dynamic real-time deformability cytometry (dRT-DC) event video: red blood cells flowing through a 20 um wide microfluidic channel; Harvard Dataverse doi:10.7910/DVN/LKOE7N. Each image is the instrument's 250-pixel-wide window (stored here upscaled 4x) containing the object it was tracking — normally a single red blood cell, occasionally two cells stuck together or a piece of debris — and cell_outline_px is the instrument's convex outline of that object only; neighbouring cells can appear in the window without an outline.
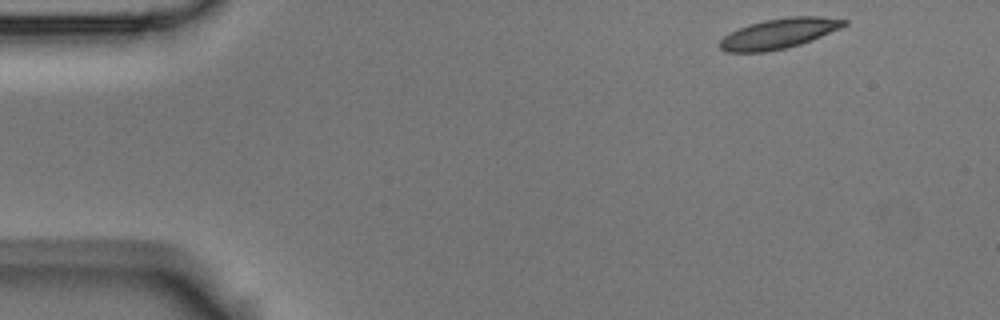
{"species": "Egyptian fruit bat (a non-hibernating species)", "species_latin": "Rousettus aegyptiacus", "temperature_condition": "room temperature", "stored_images_in_passage": 5, "camera_frame_rate_fps": 3000, "um_per_image_px": 0.085, "animal": {"sex": "male"}, "frame": {"image": 1, "passage_image": 1, "time_ms": 0.0, "image_size_px": [1000, 320], "cell_outline_px": [[848, 24], [840, 28], [800, 44], [784, 48], [764, 52], [724, 52], [716, 44], [728, 32], [748, 24], [764, 20], [788, 16], [820, 16], [848, 20]], "centroid_in_image_um": [66.15, 2.84], "position_along_channel_um": 18.9, "area_um2": 21.91}}
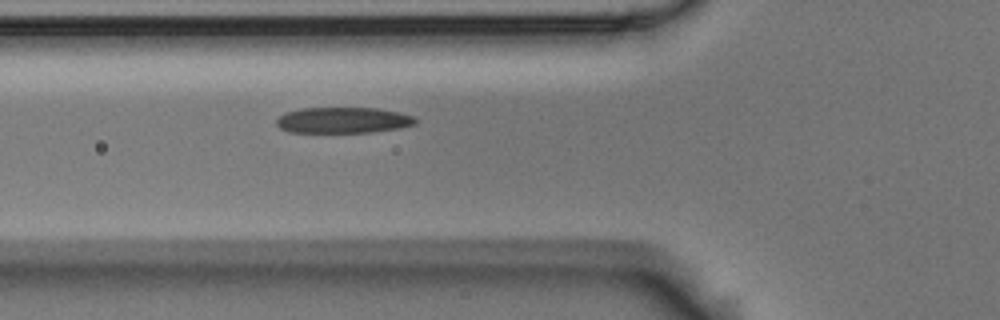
{"frame": {"image": 2, "passage_image": 5, "time_ms": 1.333, "image_size_px": [1000, 320], "cell_outline_px": [[416, 124], [400, 128], [372, 132], [288, 132], [280, 128], [276, 124], [276, 120], [284, 112], [300, 108], [380, 108], [400, 112], [416, 116]], "centroid_in_image_um": [29.19, 10.21], "position_along_channel_um": 96.6, "area_um2": 21.21}}